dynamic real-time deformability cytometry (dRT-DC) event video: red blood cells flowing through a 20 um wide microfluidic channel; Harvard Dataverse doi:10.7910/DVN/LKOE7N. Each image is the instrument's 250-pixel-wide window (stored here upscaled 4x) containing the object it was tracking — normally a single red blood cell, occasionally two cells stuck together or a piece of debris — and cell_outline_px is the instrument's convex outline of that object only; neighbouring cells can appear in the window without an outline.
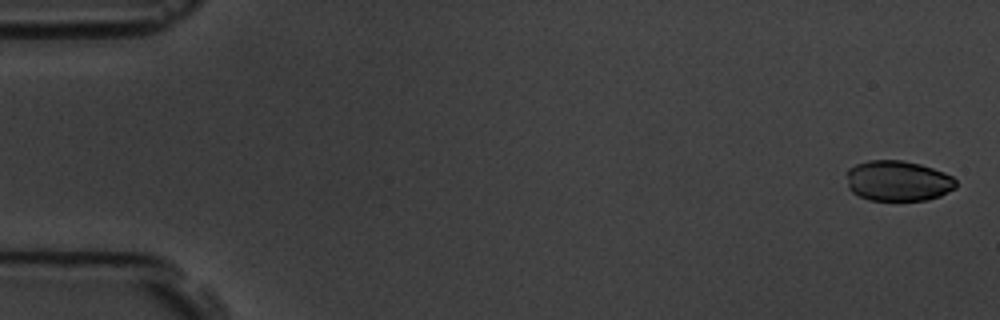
{"species": "common noctule bat (a hibernating species)", "species_latin": "Nyctalus noctula", "temperature_condition": "room temperature", "stored_images_in_passage": 5, "camera_frame_rate_fps": 3000, "um_per_image_px": 0.085, "animal": {"sex": "male", "body_mass_g": 19.5, "forearm_length_mm": 54.6}, "frame": {"image": 1, "passage_image": 1, "time_ms": 0.0, "image_size_px": [1000, 320], "cell_outline_px": [[956, 188], [940, 196], [928, 200], [868, 200], [852, 192], [848, 188], [848, 168], [856, 164], [868, 160], [900, 160], [920, 164], [944, 172], [952, 176], [956, 180]], "centroid_in_image_um": [76.34, 15.37], "position_along_channel_um": 8.7, "area_um2": 25.84}}
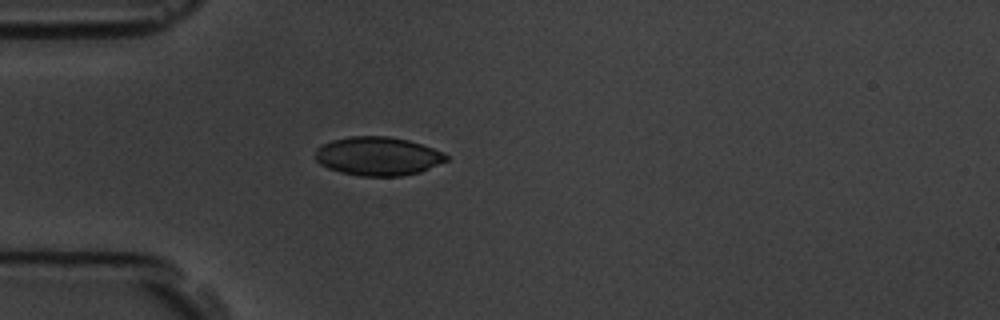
{"frame": {"image": 2, "passage_image": 5, "time_ms": 4.667, "image_size_px": [1000, 320], "cell_outline_px": [[448, 160], [420, 172], [400, 176], [360, 176], [340, 172], [328, 168], [320, 164], [316, 160], [316, 148], [320, 144], [332, 140], [348, 136], [388, 136], [408, 140], [444, 152], [448, 156]], "centroid_in_image_um": [32.1, 13.27], "position_along_channel_um": 52.9, "area_um2": 29.59}}